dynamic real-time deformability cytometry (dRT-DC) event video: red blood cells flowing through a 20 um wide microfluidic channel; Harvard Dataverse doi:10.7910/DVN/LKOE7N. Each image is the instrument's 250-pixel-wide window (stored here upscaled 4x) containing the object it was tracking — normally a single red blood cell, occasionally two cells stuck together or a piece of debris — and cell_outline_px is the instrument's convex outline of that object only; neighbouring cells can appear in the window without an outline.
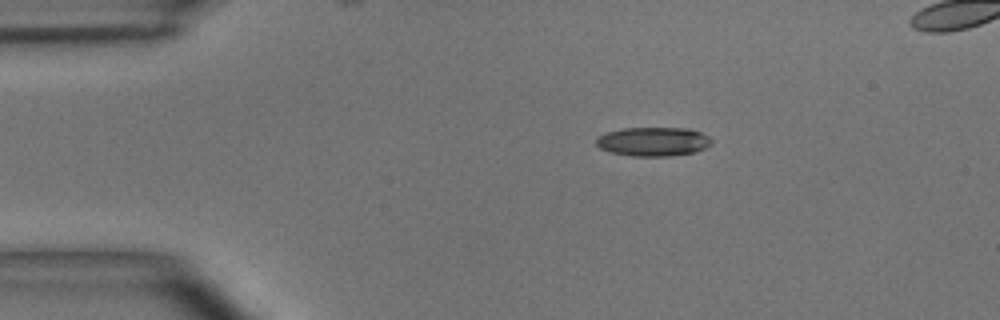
{"species": "common noctule bat (a hibernating species)", "species_latin": "Nyctalus noctula", "temperature_condition": "room temperature", "stored_images_in_passage": 3, "segment_of_instrument_passage": [1, 2], "camera_frame_rate_fps": 3000, "um_per_image_px": 0.085, "animal": {"sex": "male", "body_mass_g": 15.6}, "frame": {"image": 1, "passage_image": 1, "time_ms": 0.0, "image_size_px": [1000, 320], "cell_outline_px": [[712, 144], [696, 152], [672, 156], [632, 156], [612, 152], [600, 148], [596, 144], [596, 136], [608, 132], [624, 128], [684, 128], [700, 132], [708, 136], [712, 140]], "centroid_in_image_um": [55.53, 12.04], "position_along_channel_um": 29.5, "area_um2": 19.48}}